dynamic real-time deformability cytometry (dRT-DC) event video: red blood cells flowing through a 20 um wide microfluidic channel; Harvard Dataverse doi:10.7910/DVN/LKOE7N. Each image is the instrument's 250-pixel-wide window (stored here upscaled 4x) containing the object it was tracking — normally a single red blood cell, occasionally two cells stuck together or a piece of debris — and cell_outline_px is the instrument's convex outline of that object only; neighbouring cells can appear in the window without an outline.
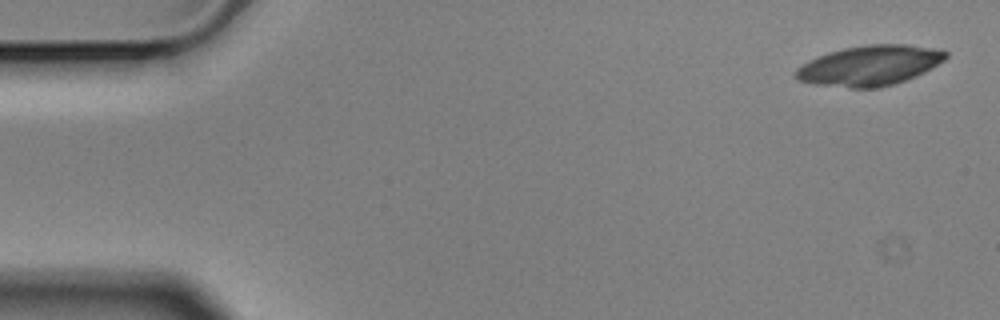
{"species": "Egyptian fruit bat (a non-hibernating species)", "species_latin": "Rousettus aegyptiacus", "temperature_condition": "cold", "stored_images_in_passage": 5, "camera_frame_rate_fps": 3000, "um_per_image_px": 0.085, "animal": {"sex": "male"}, "frame": {"image": 1, "passage_image": 1, "time_ms": 0.0, "image_size_px": [1000, 320], "cell_outline_px": [[948, 56], [944, 60], [924, 72], [916, 76], [880, 88], [848, 88], [812, 84], [796, 80], [792, 76], [796, 68], [808, 60], [828, 52], [844, 48], [868, 44], [908, 44], [932, 48], [948, 52]], "centroid_in_image_um": [73.86, 5.58], "position_along_channel_um": 11.1, "area_um2": 35.32}}